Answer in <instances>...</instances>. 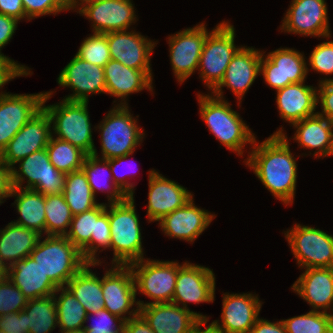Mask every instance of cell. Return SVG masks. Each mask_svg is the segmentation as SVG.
<instances>
[{"label": "cell", "mask_w": 333, "mask_h": 333, "mask_svg": "<svg viewBox=\"0 0 333 333\" xmlns=\"http://www.w3.org/2000/svg\"><path fill=\"white\" fill-rule=\"evenodd\" d=\"M215 276L211 269L185 261L179 265L172 303L190 310L188 303H213Z\"/></svg>", "instance_id": "obj_18"}, {"label": "cell", "mask_w": 333, "mask_h": 333, "mask_svg": "<svg viewBox=\"0 0 333 333\" xmlns=\"http://www.w3.org/2000/svg\"><path fill=\"white\" fill-rule=\"evenodd\" d=\"M82 169L87 176L88 184L90 185L94 196H95L97 190L98 191L102 190L101 192L106 190L109 204L121 203V202H124L128 198V196L118 187V185L115 184V182L113 181V177H111L112 173H111V169H110V165H109V159H103L101 157H98L96 148H94L92 154L86 156ZM107 173H109L108 174L109 176L106 175ZM107 177L110 179L108 180ZM104 179H106L105 183H104V181H105ZM107 181H108V185H107ZM109 181H112V182H109ZM110 183H112V184H110ZM107 188H109V191Z\"/></svg>", "instance_id": "obj_34"}, {"label": "cell", "mask_w": 333, "mask_h": 333, "mask_svg": "<svg viewBox=\"0 0 333 333\" xmlns=\"http://www.w3.org/2000/svg\"><path fill=\"white\" fill-rule=\"evenodd\" d=\"M28 299L8 278L0 280V315L22 311Z\"/></svg>", "instance_id": "obj_43"}, {"label": "cell", "mask_w": 333, "mask_h": 333, "mask_svg": "<svg viewBox=\"0 0 333 333\" xmlns=\"http://www.w3.org/2000/svg\"><path fill=\"white\" fill-rule=\"evenodd\" d=\"M15 196L14 206L20 217L15 224L45 233V195L32 189L13 188L10 197Z\"/></svg>", "instance_id": "obj_33"}, {"label": "cell", "mask_w": 333, "mask_h": 333, "mask_svg": "<svg viewBox=\"0 0 333 333\" xmlns=\"http://www.w3.org/2000/svg\"><path fill=\"white\" fill-rule=\"evenodd\" d=\"M235 36L234 26L222 21L205 39L197 70L209 90L220 84L231 59L241 48L235 46Z\"/></svg>", "instance_id": "obj_7"}, {"label": "cell", "mask_w": 333, "mask_h": 333, "mask_svg": "<svg viewBox=\"0 0 333 333\" xmlns=\"http://www.w3.org/2000/svg\"><path fill=\"white\" fill-rule=\"evenodd\" d=\"M312 311L333 312V268H306L291 287Z\"/></svg>", "instance_id": "obj_26"}, {"label": "cell", "mask_w": 333, "mask_h": 333, "mask_svg": "<svg viewBox=\"0 0 333 333\" xmlns=\"http://www.w3.org/2000/svg\"><path fill=\"white\" fill-rule=\"evenodd\" d=\"M17 24V19L0 14V54H3L1 53L2 48L10 42V39H12V36L17 29Z\"/></svg>", "instance_id": "obj_52"}, {"label": "cell", "mask_w": 333, "mask_h": 333, "mask_svg": "<svg viewBox=\"0 0 333 333\" xmlns=\"http://www.w3.org/2000/svg\"><path fill=\"white\" fill-rule=\"evenodd\" d=\"M80 1V2H79ZM89 0H63L68 10H73L78 8L79 5Z\"/></svg>", "instance_id": "obj_58"}, {"label": "cell", "mask_w": 333, "mask_h": 333, "mask_svg": "<svg viewBox=\"0 0 333 333\" xmlns=\"http://www.w3.org/2000/svg\"><path fill=\"white\" fill-rule=\"evenodd\" d=\"M223 309L221 324L214 320L211 324L223 333H250L258 320L262 302L258 295L252 293L222 294Z\"/></svg>", "instance_id": "obj_23"}, {"label": "cell", "mask_w": 333, "mask_h": 333, "mask_svg": "<svg viewBox=\"0 0 333 333\" xmlns=\"http://www.w3.org/2000/svg\"><path fill=\"white\" fill-rule=\"evenodd\" d=\"M12 189L11 168L0 160V205L4 203L3 199L10 197Z\"/></svg>", "instance_id": "obj_54"}, {"label": "cell", "mask_w": 333, "mask_h": 333, "mask_svg": "<svg viewBox=\"0 0 333 333\" xmlns=\"http://www.w3.org/2000/svg\"><path fill=\"white\" fill-rule=\"evenodd\" d=\"M103 68L106 94L120 98L121 102L117 105H128L126 97L131 93H137L144 89L153 92V80L143 70L126 67L114 59H111Z\"/></svg>", "instance_id": "obj_28"}, {"label": "cell", "mask_w": 333, "mask_h": 333, "mask_svg": "<svg viewBox=\"0 0 333 333\" xmlns=\"http://www.w3.org/2000/svg\"><path fill=\"white\" fill-rule=\"evenodd\" d=\"M282 21L281 32L331 37L325 0H292Z\"/></svg>", "instance_id": "obj_16"}, {"label": "cell", "mask_w": 333, "mask_h": 333, "mask_svg": "<svg viewBox=\"0 0 333 333\" xmlns=\"http://www.w3.org/2000/svg\"><path fill=\"white\" fill-rule=\"evenodd\" d=\"M22 4L29 21L35 17L68 11L63 0H22Z\"/></svg>", "instance_id": "obj_47"}, {"label": "cell", "mask_w": 333, "mask_h": 333, "mask_svg": "<svg viewBox=\"0 0 333 333\" xmlns=\"http://www.w3.org/2000/svg\"><path fill=\"white\" fill-rule=\"evenodd\" d=\"M63 195L73 215L89 211L99 205L83 169L66 174Z\"/></svg>", "instance_id": "obj_36"}, {"label": "cell", "mask_w": 333, "mask_h": 333, "mask_svg": "<svg viewBox=\"0 0 333 333\" xmlns=\"http://www.w3.org/2000/svg\"><path fill=\"white\" fill-rule=\"evenodd\" d=\"M106 203L73 216L66 238L81 252L86 263L91 264V236H95L96 220L105 212Z\"/></svg>", "instance_id": "obj_35"}, {"label": "cell", "mask_w": 333, "mask_h": 333, "mask_svg": "<svg viewBox=\"0 0 333 333\" xmlns=\"http://www.w3.org/2000/svg\"><path fill=\"white\" fill-rule=\"evenodd\" d=\"M292 125L296 129L293 139L300 147L316 149V158L333 156V128L323 116L315 114Z\"/></svg>", "instance_id": "obj_30"}, {"label": "cell", "mask_w": 333, "mask_h": 333, "mask_svg": "<svg viewBox=\"0 0 333 333\" xmlns=\"http://www.w3.org/2000/svg\"><path fill=\"white\" fill-rule=\"evenodd\" d=\"M23 310L29 333H51L58 326L54 295L30 299Z\"/></svg>", "instance_id": "obj_37"}, {"label": "cell", "mask_w": 333, "mask_h": 333, "mask_svg": "<svg viewBox=\"0 0 333 333\" xmlns=\"http://www.w3.org/2000/svg\"><path fill=\"white\" fill-rule=\"evenodd\" d=\"M132 155V154H127L125 156L121 157H115L109 159V165L113 177V181L115 184L118 185V187L128 196V197H133L134 195V187L135 185L132 183H129L127 178L125 179L126 176H120L117 174V168L122 164L127 158Z\"/></svg>", "instance_id": "obj_51"}, {"label": "cell", "mask_w": 333, "mask_h": 333, "mask_svg": "<svg viewBox=\"0 0 333 333\" xmlns=\"http://www.w3.org/2000/svg\"><path fill=\"white\" fill-rule=\"evenodd\" d=\"M262 52L260 74L276 91L305 81L309 69L304 54L295 49L279 48L267 55ZM265 56V57H264Z\"/></svg>", "instance_id": "obj_13"}, {"label": "cell", "mask_w": 333, "mask_h": 333, "mask_svg": "<svg viewBox=\"0 0 333 333\" xmlns=\"http://www.w3.org/2000/svg\"><path fill=\"white\" fill-rule=\"evenodd\" d=\"M208 321H203L201 320L193 329L192 333H223L219 329H217L215 326L210 324L209 326L206 325ZM203 325H206V329H201L203 328Z\"/></svg>", "instance_id": "obj_57"}, {"label": "cell", "mask_w": 333, "mask_h": 333, "mask_svg": "<svg viewBox=\"0 0 333 333\" xmlns=\"http://www.w3.org/2000/svg\"><path fill=\"white\" fill-rule=\"evenodd\" d=\"M250 333H287L283 321L270 322L266 319H260L255 322Z\"/></svg>", "instance_id": "obj_55"}, {"label": "cell", "mask_w": 333, "mask_h": 333, "mask_svg": "<svg viewBox=\"0 0 333 333\" xmlns=\"http://www.w3.org/2000/svg\"><path fill=\"white\" fill-rule=\"evenodd\" d=\"M287 333H333L331 313L312 311L282 320Z\"/></svg>", "instance_id": "obj_41"}, {"label": "cell", "mask_w": 333, "mask_h": 333, "mask_svg": "<svg viewBox=\"0 0 333 333\" xmlns=\"http://www.w3.org/2000/svg\"><path fill=\"white\" fill-rule=\"evenodd\" d=\"M148 180L147 217L149 222L160 221L193 198V194L187 188L167 179L154 169L149 171Z\"/></svg>", "instance_id": "obj_24"}, {"label": "cell", "mask_w": 333, "mask_h": 333, "mask_svg": "<svg viewBox=\"0 0 333 333\" xmlns=\"http://www.w3.org/2000/svg\"><path fill=\"white\" fill-rule=\"evenodd\" d=\"M101 287L104 308L110 313L125 321L139 314L134 276L129 265H112L101 279ZM134 305H137L136 308L131 309Z\"/></svg>", "instance_id": "obj_11"}, {"label": "cell", "mask_w": 333, "mask_h": 333, "mask_svg": "<svg viewBox=\"0 0 333 333\" xmlns=\"http://www.w3.org/2000/svg\"><path fill=\"white\" fill-rule=\"evenodd\" d=\"M53 92H45L42 108L51 119L52 135L80 148L87 155L95 148L88 113V102L61 100L58 104L45 105ZM54 132V133H53Z\"/></svg>", "instance_id": "obj_4"}, {"label": "cell", "mask_w": 333, "mask_h": 333, "mask_svg": "<svg viewBox=\"0 0 333 333\" xmlns=\"http://www.w3.org/2000/svg\"><path fill=\"white\" fill-rule=\"evenodd\" d=\"M139 314L154 333H192L201 320H209L202 313L184 309L172 302L141 306Z\"/></svg>", "instance_id": "obj_22"}, {"label": "cell", "mask_w": 333, "mask_h": 333, "mask_svg": "<svg viewBox=\"0 0 333 333\" xmlns=\"http://www.w3.org/2000/svg\"><path fill=\"white\" fill-rule=\"evenodd\" d=\"M46 149L50 162L58 171L64 174L82 169L87 156L80 148L67 141L55 138L53 135L50 137Z\"/></svg>", "instance_id": "obj_39"}, {"label": "cell", "mask_w": 333, "mask_h": 333, "mask_svg": "<svg viewBox=\"0 0 333 333\" xmlns=\"http://www.w3.org/2000/svg\"><path fill=\"white\" fill-rule=\"evenodd\" d=\"M7 278L28 300L54 295L58 288L30 256L10 266Z\"/></svg>", "instance_id": "obj_29"}, {"label": "cell", "mask_w": 333, "mask_h": 333, "mask_svg": "<svg viewBox=\"0 0 333 333\" xmlns=\"http://www.w3.org/2000/svg\"><path fill=\"white\" fill-rule=\"evenodd\" d=\"M51 130V119L42 108L9 141L0 160L12 168L19 160L45 149L52 136Z\"/></svg>", "instance_id": "obj_14"}, {"label": "cell", "mask_w": 333, "mask_h": 333, "mask_svg": "<svg viewBox=\"0 0 333 333\" xmlns=\"http://www.w3.org/2000/svg\"><path fill=\"white\" fill-rule=\"evenodd\" d=\"M8 266L0 258V280L8 277Z\"/></svg>", "instance_id": "obj_59"}, {"label": "cell", "mask_w": 333, "mask_h": 333, "mask_svg": "<svg viewBox=\"0 0 333 333\" xmlns=\"http://www.w3.org/2000/svg\"><path fill=\"white\" fill-rule=\"evenodd\" d=\"M110 246L111 233L106 204L105 212L96 220L95 236H91V264H101L96 254L101 247L104 248L103 251L106 248L110 249Z\"/></svg>", "instance_id": "obj_45"}, {"label": "cell", "mask_w": 333, "mask_h": 333, "mask_svg": "<svg viewBox=\"0 0 333 333\" xmlns=\"http://www.w3.org/2000/svg\"><path fill=\"white\" fill-rule=\"evenodd\" d=\"M73 214L63 193L45 196V234L66 236Z\"/></svg>", "instance_id": "obj_40"}, {"label": "cell", "mask_w": 333, "mask_h": 333, "mask_svg": "<svg viewBox=\"0 0 333 333\" xmlns=\"http://www.w3.org/2000/svg\"><path fill=\"white\" fill-rule=\"evenodd\" d=\"M134 196L124 202L108 204L112 265H129L143 259L140 222L134 205Z\"/></svg>", "instance_id": "obj_3"}, {"label": "cell", "mask_w": 333, "mask_h": 333, "mask_svg": "<svg viewBox=\"0 0 333 333\" xmlns=\"http://www.w3.org/2000/svg\"><path fill=\"white\" fill-rule=\"evenodd\" d=\"M312 70L325 75L333 74V41L318 44L309 57Z\"/></svg>", "instance_id": "obj_46"}, {"label": "cell", "mask_w": 333, "mask_h": 333, "mask_svg": "<svg viewBox=\"0 0 333 333\" xmlns=\"http://www.w3.org/2000/svg\"><path fill=\"white\" fill-rule=\"evenodd\" d=\"M298 267L333 268V236L305 225L295 224L284 234Z\"/></svg>", "instance_id": "obj_10"}, {"label": "cell", "mask_w": 333, "mask_h": 333, "mask_svg": "<svg viewBox=\"0 0 333 333\" xmlns=\"http://www.w3.org/2000/svg\"><path fill=\"white\" fill-rule=\"evenodd\" d=\"M0 330L6 333H29L24 310L0 315Z\"/></svg>", "instance_id": "obj_50"}, {"label": "cell", "mask_w": 333, "mask_h": 333, "mask_svg": "<svg viewBox=\"0 0 333 333\" xmlns=\"http://www.w3.org/2000/svg\"><path fill=\"white\" fill-rule=\"evenodd\" d=\"M193 198L184 206L164 216L159 226L165 235L187 242H194L207 229L216 215L198 208Z\"/></svg>", "instance_id": "obj_25"}, {"label": "cell", "mask_w": 333, "mask_h": 333, "mask_svg": "<svg viewBox=\"0 0 333 333\" xmlns=\"http://www.w3.org/2000/svg\"><path fill=\"white\" fill-rule=\"evenodd\" d=\"M17 163L19 170L15 166L11 168L13 188L32 189L45 196L63 193L66 174L58 171L50 162L46 148L26 156ZM25 180L27 185L24 187Z\"/></svg>", "instance_id": "obj_9"}, {"label": "cell", "mask_w": 333, "mask_h": 333, "mask_svg": "<svg viewBox=\"0 0 333 333\" xmlns=\"http://www.w3.org/2000/svg\"><path fill=\"white\" fill-rule=\"evenodd\" d=\"M92 316L97 319L98 322L95 324L84 325L85 333H123L125 320L110 313L107 309L104 308L96 313L87 314L86 323L89 321V318H92Z\"/></svg>", "instance_id": "obj_44"}, {"label": "cell", "mask_w": 333, "mask_h": 333, "mask_svg": "<svg viewBox=\"0 0 333 333\" xmlns=\"http://www.w3.org/2000/svg\"><path fill=\"white\" fill-rule=\"evenodd\" d=\"M30 257L58 288L65 287L86 264L81 252L66 236L46 235L43 241L40 238Z\"/></svg>", "instance_id": "obj_5"}, {"label": "cell", "mask_w": 333, "mask_h": 333, "mask_svg": "<svg viewBox=\"0 0 333 333\" xmlns=\"http://www.w3.org/2000/svg\"><path fill=\"white\" fill-rule=\"evenodd\" d=\"M97 265L86 263L65 286L83 305L87 314L104 309L101 279L90 269Z\"/></svg>", "instance_id": "obj_32"}, {"label": "cell", "mask_w": 333, "mask_h": 333, "mask_svg": "<svg viewBox=\"0 0 333 333\" xmlns=\"http://www.w3.org/2000/svg\"><path fill=\"white\" fill-rule=\"evenodd\" d=\"M79 6L76 12L92 21L93 33L126 31L136 23L131 0H89Z\"/></svg>", "instance_id": "obj_17"}, {"label": "cell", "mask_w": 333, "mask_h": 333, "mask_svg": "<svg viewBox=\"0 0 333 333\" xmlns=\"http://www.w3.org/2000/svg\"><path fill=\"white\" fill-rule=\"evenodd\" d=\"M45 92L0 94V154L14 135L42 109Z\"/></svg>", "instance_id": "obj_15"}, {"label": "cell", "mask_w": 333, "mask_h": 333, "mask_svg": "<svg viewBox=\"0 0 333 333\" xmlns=\"http://www.w3.org/2000/svg\"><path fill=\"white\" fill-rule=\"evenodd\" d=\"M58 294L59 297H57ZM54 300L57 307L60 332L84 329L87 312L66 287L57 288L54 293Z\"/></svg>", "instance_id": "obj_38"}, {"label": "cell", "mask_w": 333, "mask_h": 333, "mask_svg": "<svg viewBox=\"0 0 333 333\" xmlns=\"http://www.w3.org/2000/svg\"><path fill=\"white\" fill-rule=\"evenodd\" d=\"M135 282L136 291L146 295L153 302L137 301L138 306L172 302L179 262L160 261L143 258L129 264Z\"/></svg>", "instance_id": "obj_8"}, {"label": "cell", "mask_w": 333, "mask_h": 333, "mask_svg": "<svg viewBox=\"0 0 333 333\" xmlns=\"http://www.w3.org/2000/svg\"><path fill=\"white\" fill-rule=\"evenodd\" d=\"M304 83H293L276 91L280 117L291 125L317 114L314 112L317 107V88Z\"/></svg>", "instance_id": "obj_27"}, {"label": "cell", "mask_w": 333, "mask_h": 333, "mask_svg": "<svg viewBox=\"0 0 333 333\" xmlns=\"http://www.w3.org/2000/svg\"><path fill=\"white\" fill-rule=\"evenodd\" d=\"M76 55L89 63L104 67L111 60L107 33H93L86 37Z\"/></svg>", "instance_id": "obj_42"}, {"label": "cell", "mask_w": 333, "mask_h": 333, "mask_svg": "<svg viewBox=\"0 0 333 333\" xmlns=\"http://www.w3.org/2000/svg\"><path fill=\"white\" fill-rule=\"evenodd\" d=\"M123 333H154L145 319L140 315H136L125 321Z\"/></svg>", "instance_id": "obj_56"}, {"label": "cell", "mask_w": 333, "mask_h": 333, "mask_svg": "<svg viewBox=\"0 0 333 333\" xmlns=\"http://www.w3.org/2000/svg\"><path fill=\"white\" fill-rule=\"evenodd\" d=\"M262 52L253 47L241 46L231 59L222 81L211 94L224 99L222 88H230L240 105L244 94L260 75Z\"/></svg>", "instance_id": "obj_21"}, {"label": "cell", "mask_w": 333, "mask_h": 333, "mask_svg": "<svg viewBox=\"0 0 333 333\" xmlns=\"http://www.w3.org/2000/svg\"><path fill=\"white\" fill-rule=\"evenodd\" d=\"M0 14L13 17L15 19H26L22 0H0Z\"/></svg>", "instance_id": "obj_53"}, {"label": "cell", "mask_w": 333, "mask_h": 333, "mask_svg": "<svg viewBox=\"0 0 333 333\" xmlns=\"http://www.w3.org/2000/svg\"><path fill=\"white\" fill-rule=\"evenodd\" d=\"M132 115L128 105H116L98 124L103 159L133 154L135 148L142 143L145 134L137 125V117Z\"/></svg>", "instance_id": "obj_6"}, {"label": "cell", "mask_w": 333, "mask_h": 333, "mask_svg": "<svg viewBox=\"0 0 333 333\" xmlns=\"http://www.w3.org/2000/svg\"><path fill=\"white\" fill-rule=\"evenodd\" d=\"M30 69L25 65H20L16 63L14 60L10 59V57L0 54V88L4 86L8 81L20 77L27 76L30 74ZM2 92L0 94H3Z\"/></svg>", "instance_id": "obj_49"}, {"label": "cell", "mask_w": 333, "mask_h": 333, "mask_svg": "<svg viewBox=\"0 0 333 333\" xmlns=\"http://www.w3.org/2000/svg\"><path fill=\"white\" fill-rule=\"evenodd\" d=\"M204 23L169 35L170 62L175 77L183 83L198 69L203 44L208 35Z\"/></svg>", "instance_id": "obj_12"}, {"label": "cell", "mask_w": 333, "mask_h": 333, "mask_svg": "<svg viewBox=\"0 0 333 333\" xmlns=\"http://www.w3.org/2000/svg\"><path fill=\"white\" fill-rule=\"evenodd\" d=\"M61 333H85L84 329L81 330H72V331H66V332H61Z\"/></svg>", "instance_id": "obj_60"}, {"label": "cell", "mask_w": 333, "mask_h": 333, "mask_svg": "<svg viewBox=\"0 0 333 333\" xmlns=\"http://www.w3.org/2000/svg\"><path fill=\"white\" fill-rule=\"evenodd\" d=\"M202 120L220 143L232 152L243 156L245 144L253 145L256 137L239 113L231 108L227 100L210 94H198Z\"/></svg>", "instance_id": "obj_2"}, {"label": "cell", "mask_w": 333, "mask_h": 333, "mask_svg": "<svg viewBox=\"0 0 333 333\" xmlns=\"http://www.w3.org/2000/svg\"><path fill=\"white\" fill-rule=\"evenodd\" d=\"M57 82L62 87L73 89V94L63 98L67 101L89 102L90 94L106 93L104 68L77 55L60 72Z\"/></svg>", "instance_id": "obj_19"}, {"label": "cell", "mask_w": 333, "mask_h": 333, "mask_svg": "<svg viewBox=\"0 0 333 333\" xmlns=\"http://www.w3.org/2000/svg\"><path fill=\"white\" fill-rule=\"evenodd\" d=\"M42 237L37 231L11 221L0 230V258L10 267L16 261L29 257Z\"/></svg>", "instance_id": "obj_31"}, {"label": "cell", "mask_w": 333, "mask_h": 333, "mask_svg": "<svg viewBox=\"0 0 333 333\" xmlns=\"http://www.w3.org/2000/svg\"><path fill=\"white\" fill-rule=\"evenodd\" d=\"M252 147L245 164L275 198L285 206L293 203L298 177L297 163L286 133L279 128L262 143H257L255 139Z\"/></svg>", "instance_id": "obj_1"}, {"label": "cell", "mask_w": 333, "mask_h": 333, "mask_svg": "<svg viewBox=\"0 0 333 333\" xmlns=\"http://www.w3.org/2000/svg\"><path fill=\"white\" fill-rule=\"evenodd\" d=\"M317 89V105H321V113L329 125L333 128V78L320 80Z\"/></svg>", "instance_id": "obj_48"}, {"label": "cell", "mask_w": 333, "mask_h": 333, "mask_svg": "<svg viewBox=\"0 0 333 333\" xmlns=\"http://www.w3.org/2000/svg\"><path fill=\"white\" fill-rule=\"evenodd\" d=\"M111 59L117 60L136 70H143L152 80L150 56L156 42L147 39L135 30L113 31L107 33Z\"/></svg>", "instance_id": "obj_20"}]
</instances>
